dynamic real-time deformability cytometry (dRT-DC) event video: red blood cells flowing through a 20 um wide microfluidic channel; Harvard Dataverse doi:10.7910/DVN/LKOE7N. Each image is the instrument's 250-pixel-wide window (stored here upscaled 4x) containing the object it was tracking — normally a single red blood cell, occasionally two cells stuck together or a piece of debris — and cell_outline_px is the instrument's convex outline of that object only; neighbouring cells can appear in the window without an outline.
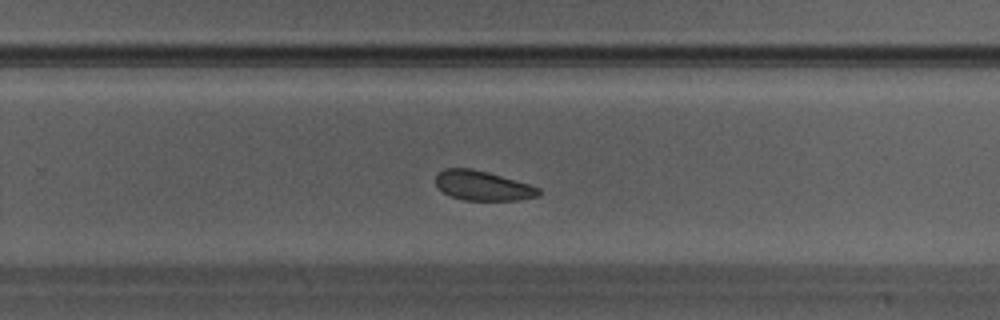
{"species": "Egyptian fruit bat (a non-hibernating species)", "species_latin": "Rousettus aegyptiacus", "temperature_condition": "warm", "stored_images_in_passage": 30, "camera_frame_rate_fps": 3000, "um_per_image_px": 0.085, "animal": {"sex": "male"}, "frame": {"image": 1, "passage_image": 18, "time_ms": 5.667, "image_size_px": [1000, 320], "cell_outline_px": [[544, 192], [540, 196], [520, 200], [464, 200], [448, 196], [436, 188], [436, 172], [444, 168], [472, 168], [488, 172], [528, 184], [540, 188]], "centroid_in_image_um": [41.01, 15.79], "position_along_channel_um": 288.8, "area_um2": 18.15}}